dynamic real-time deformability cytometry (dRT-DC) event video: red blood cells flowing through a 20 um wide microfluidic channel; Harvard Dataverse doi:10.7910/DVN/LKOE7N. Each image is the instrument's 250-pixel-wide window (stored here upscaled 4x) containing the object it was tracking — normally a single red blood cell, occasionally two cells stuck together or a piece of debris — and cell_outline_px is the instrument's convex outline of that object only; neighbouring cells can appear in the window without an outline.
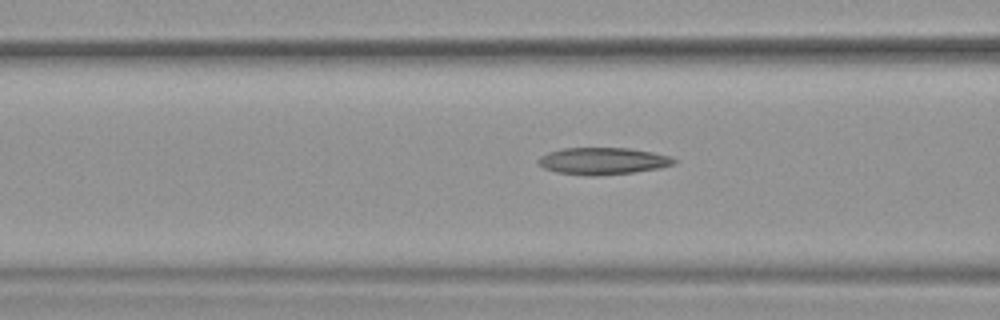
{"species": "common noctule bat (a hibernating species)", "species_latin": "Nyctalus noctula", "temperature_condition": "warm", "stored_images_in_passage": 28, "camera_frame_rate_fps": 3000, "um_per_image_px": 0.085, "animal": {"sex": "female", "body_mass_g": 19.9}, "frame": {"image": 1, "passage_image": 9, "time_ms": 2.667, "image_size_px": [1000, 320], "cell_outline_px": [[676, 164], [660, 168], [632, 172], [596, 176], [588, 176], [556, 172], [544, 168], [536, 160], [540, 156], [548, 152], [560, 148], [628, 148], [652, 152], [668, 156], [676, 160]], "centroid_in_image_um": [51.21, 13.68], "position_along_channel_um": 115.4, "area_um2": 21.33}}
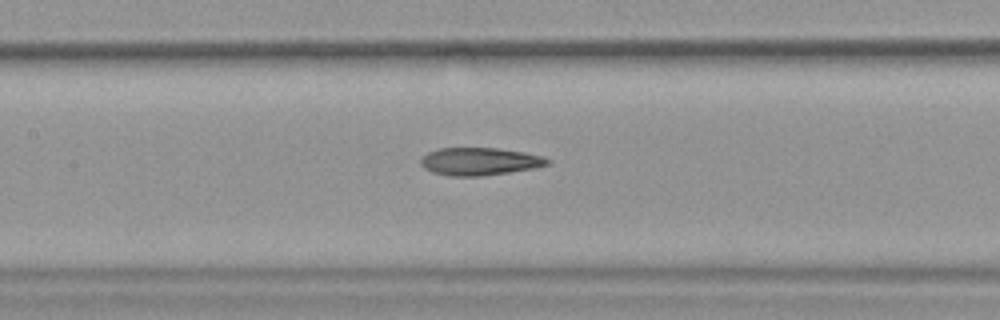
{"frame": {"image": 2, "passage_image": 13, "time_ms": 4.0, "image_size_px": [1000, 320], "cell_outline_px": [[552, 164], [536, 168], [480, 176], [452, 176], [432, 172], [424, 168], [420, 164], [420, 160], [428, 152], [440, 148], [496, 148], [524, 152], [544, 156], [552, 160]], "centroid_in_image_um": [40.82, 13.72], "position_along_channel_um": 166.6, "area_um2": 20.52}}
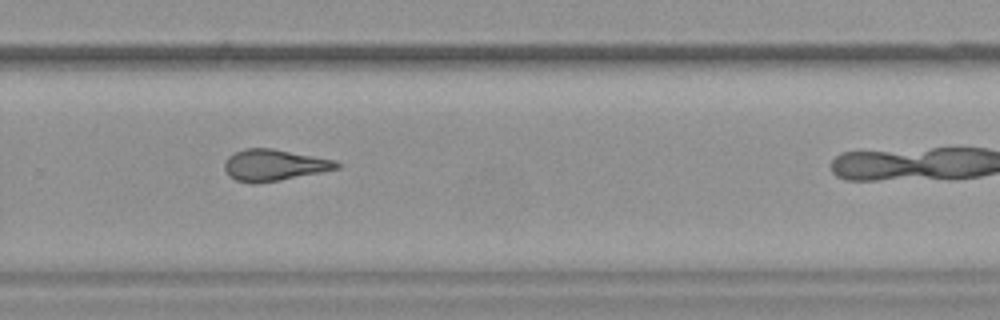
{"frame": {"image": 3, "passage_image": 24, "time_ms": 7.667, "image_size_px": [1000, 320], "cell_outline_px": [[340, 168], [280, 180], [256, 184], [252, 184], [236, 180], [228, 176], [224, 168], [224, 164], [228, 156], [244, 148], [272, 148], [336, 160], [340, 164]], "centroid_in_image_um": [23.27, 14.03], "position_along_channel_um": 306.5, "area_um2": 20.58}}